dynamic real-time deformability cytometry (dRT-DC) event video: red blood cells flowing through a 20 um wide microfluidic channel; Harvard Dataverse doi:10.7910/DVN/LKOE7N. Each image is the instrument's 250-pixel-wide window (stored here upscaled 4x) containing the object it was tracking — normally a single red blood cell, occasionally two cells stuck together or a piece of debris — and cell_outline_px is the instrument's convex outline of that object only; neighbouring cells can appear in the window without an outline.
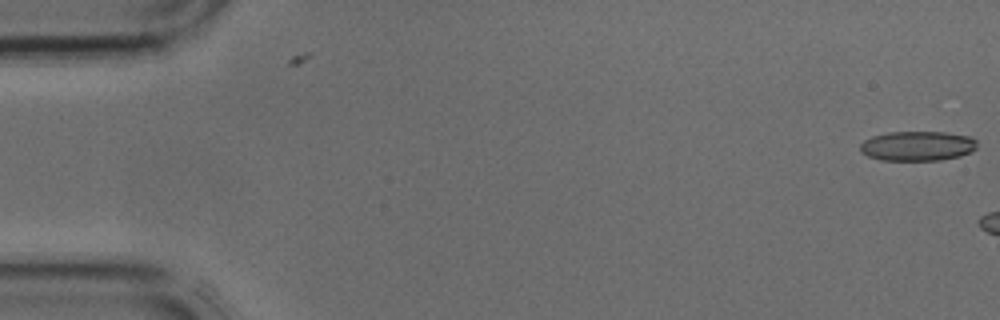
{"species": "common noctule bat (a hibernating species)", "species_latin": "Nyctalus noctula", "temperature_condition": "cold", "stored_images_in_passage": 2, "camera_frame_rate_fps": 3000, "um_per_image_px": 0.085, "animal": {"sex": "male", "body_mass_g": 17.9, "forearm_length_mm": 54.2}, "frame": {"image": 1, "passage_image": 2, "time_ms": 0.333, "image_size_px": [1000, 320], "cell_outline_px": [[976, 148], [972, 152], [960, 156], [940, 160], [880, 160], [868, 156], [860, 152], [860, 144], [864, 140], [872, 136], [888, 132], [944, 132], [972, 136], [976, 140]], "centroid_in_image_um": [77.99, 12.4], "position_along_channel_um": 7.0, "area_um2": 20.4}}